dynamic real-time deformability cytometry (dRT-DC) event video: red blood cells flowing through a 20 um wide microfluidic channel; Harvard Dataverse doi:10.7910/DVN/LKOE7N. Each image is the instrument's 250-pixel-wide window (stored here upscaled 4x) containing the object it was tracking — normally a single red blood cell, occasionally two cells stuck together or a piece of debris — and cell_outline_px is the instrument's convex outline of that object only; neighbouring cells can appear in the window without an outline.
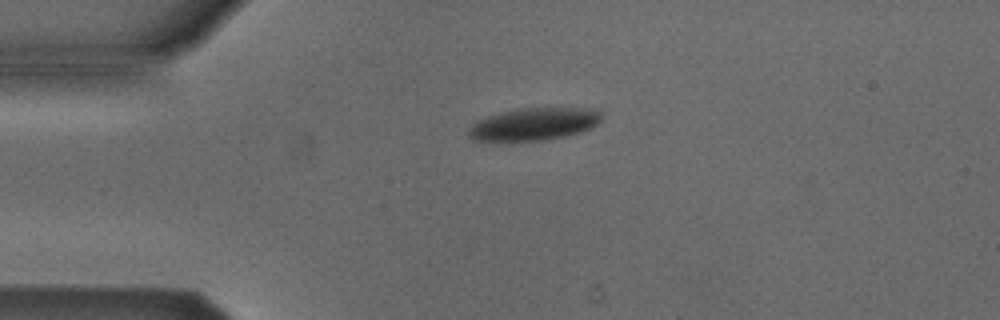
{"species": "Egyptian fruit bat (a non-hibernating species)", "species_latin": "Rousettus aegyptiacus", "temperature_condition": "cold", "stored_images_in_passage": 6, "camera_frame_rate_fps": 3000, "um_per_image_px": 0.085, "animal": {"sex": "male"}, "frame": {"image": 1, "passage_image": 2, "time_ms": 1.333, "image_size_px": [1000, 320], "cell_outline_px": [[604, 112], [600, 120], [592, 128], [580, 132], [564, 136], [540, 140], [472, 140], [468, 136], [468, 132], [472, 124], [488, 116], [520, 108], [600, 108]], "centroid_in_image_um": [45.47, 10.53], "position_along_channel_um": 39.5, "area_um2": 24.91}}
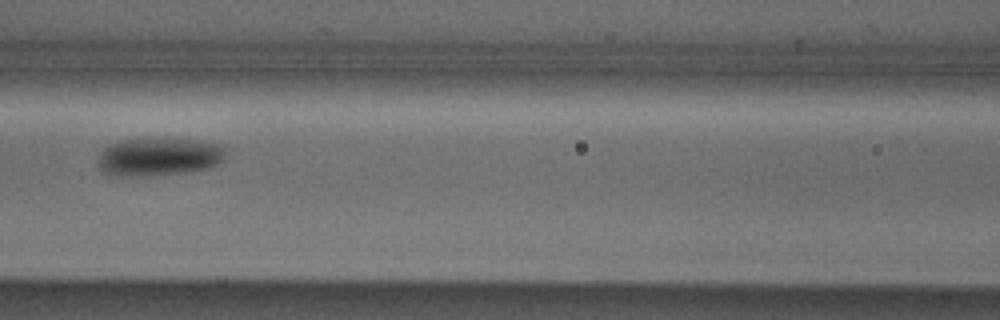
{"frame": {"image": 2, "passage_image": 5, "time_ms": 5.0, "image_size_px": [1000, 320], "cell_outline_px": [[224, 152], [220, 160], [216, 164], [208, 168], [188, 172], [140, 176], [116, 176], [104, 172], [96, 164], [96, 160], [100, 152], [108, 144], [120, 140], [196, 140], [224, 144]], "centroid_in_image_um": [13.44, 13.34], "position_along_channel_um": 153.2, "area_um2": 28.03}}
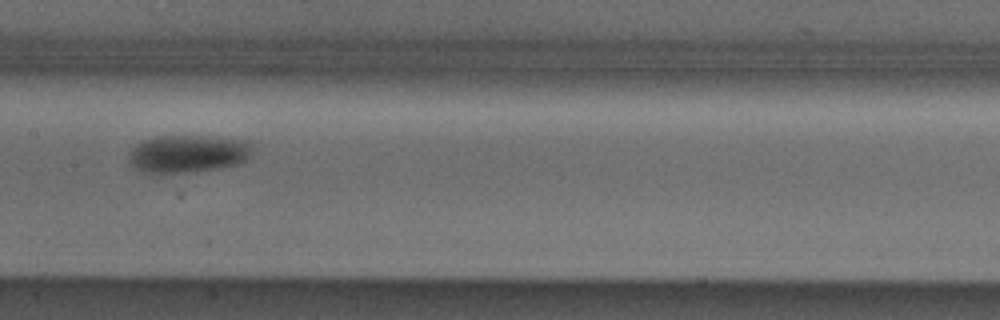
{"frame": {"image": 3, "passage_image": 6, "time_ms": 6.0, "image_size_px": [1000, 320], "cell_outline_px": [[252, 144], [248, 156], [244, 160], [236, 164], [220, 168], [160, 176], [144, 172], [132, 168], [128, 160], [128, 152], [136, 144], [144, 140], [156, 136], [208, 136], [248, 140]], "centroid_in_image_um": [15.87, 13.09], "position_along_channel_um": 191.5, "area_um2": 27.8}}